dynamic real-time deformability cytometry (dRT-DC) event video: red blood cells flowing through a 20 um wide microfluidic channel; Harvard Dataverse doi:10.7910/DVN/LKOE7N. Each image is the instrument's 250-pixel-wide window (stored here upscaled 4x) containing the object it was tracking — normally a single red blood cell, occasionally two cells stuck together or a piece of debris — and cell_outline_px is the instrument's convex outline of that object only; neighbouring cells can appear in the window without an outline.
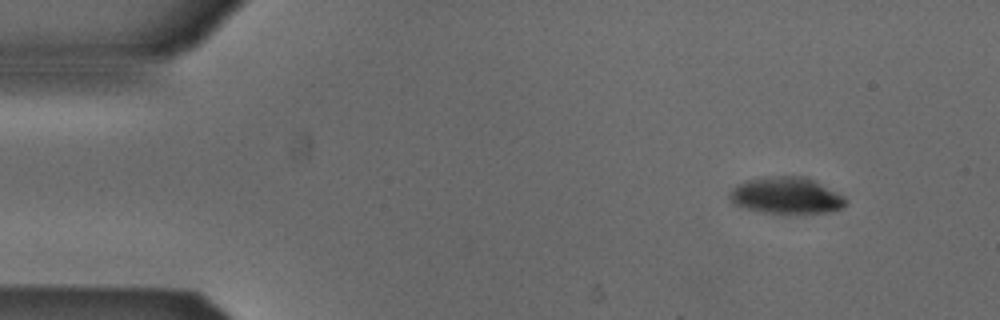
{"species": "Egyptian fruit bat (a non-hibernating species)", "species_latin": "Rousettus aegyptiacus", "temperature_condition": "cold", "stored_images_in_passage": 7, "camera_frame_rate_fps": 3000, "um_per_image_px": 0.085, "animal": {"sex": "male"}, "frame": {"image": 1, "passage_image": 1, "time_ms": 0.0, "image_size_px": [1000, 320], "cell_outline_px": [[848, 204], [832, 212], [764, 212], [732, 204], [728, 196], [728, 192], [736, 184], [748, 180], [780, 176], [804, 176], [844, 196], [848, 200]], "centroid_in_image_um": [66.82, 16.61], "position_along_channel_um": 18.2, "area_um2": 24.28}}
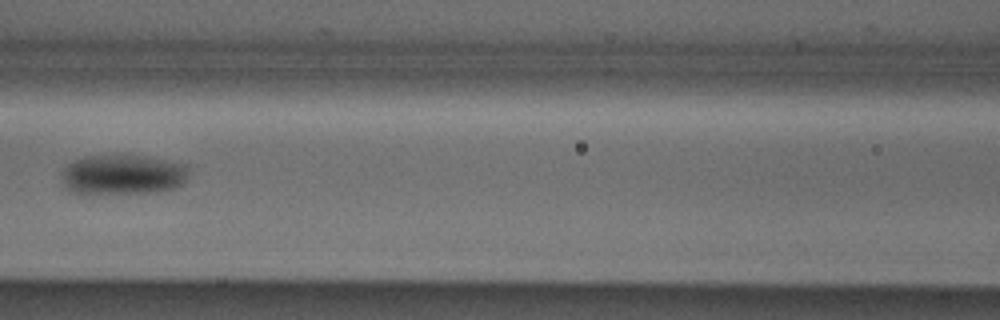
{"frame": {"image": 2, "passage_image": 6, "time_ms": 1.667, "image_size_px": [1000, 320], "cell_outline_px": [[188, 176], [184, 184], [176, 188], [156, 192], [72, 192], [64, 188], [60, 180], [64, 168], [68, 164], [84, 156], [144, 156], [188, 164]], "centroid_in_image_um": [10.47, 14.84], "position_along_channel_um": 156.1, "area_um2": 29.42}}
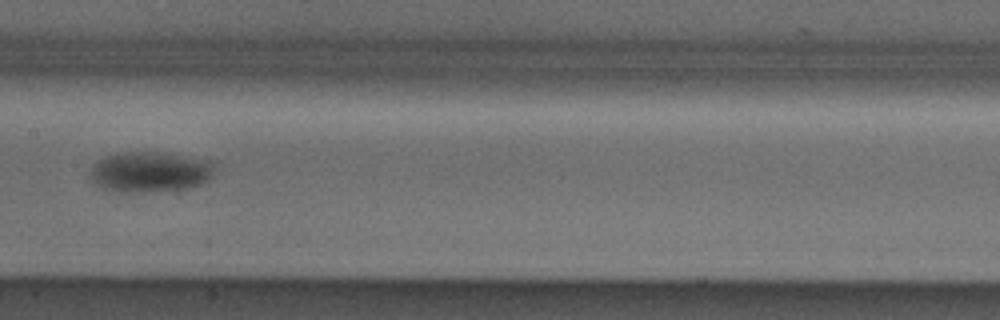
{"frame": {"image": 3, "passage_image": 7, "time_ms": 2.0, "image_size_px": [1000, 320], "cell_outline_px": [[216, 160], [212, 176], [208, 180], [200, 184], [184, 188], [128, 192], [120, 192], [104, 188], [92, 180], [88, 172], [100, 160], [108, 156], [124, 152], [164, 152]], "centroid_in_image_um": [12.83, 14.58], "position_along_channel_um": 194.6, "area_um2": 29.13}}